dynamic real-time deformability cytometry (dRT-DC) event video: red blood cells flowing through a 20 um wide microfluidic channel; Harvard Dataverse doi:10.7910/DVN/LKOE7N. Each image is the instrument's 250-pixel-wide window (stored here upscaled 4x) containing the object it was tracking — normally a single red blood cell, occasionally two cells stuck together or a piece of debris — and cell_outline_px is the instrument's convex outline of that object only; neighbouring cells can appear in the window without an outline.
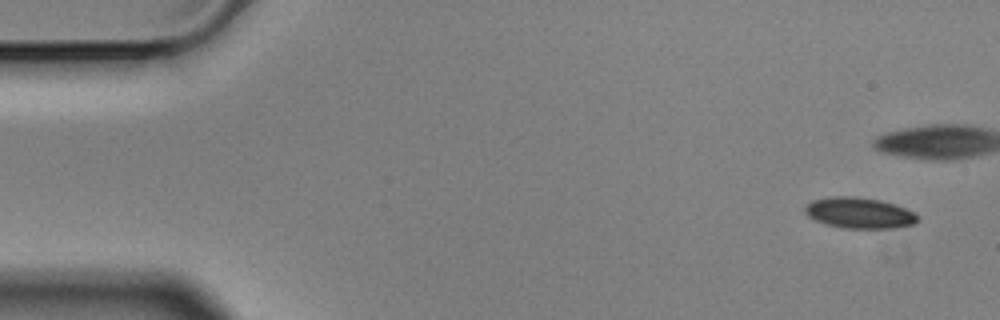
{"species": "Egyptian fruit bat (a non-hibernating species)", "species_latin": "Rousettus aegyptiacus", "temperature_condition": "cold", "stored_images_in_passage": 16, "camera_frame_rate_fps": 3000, "um_per_image_px": 0.085, "animal": {"sex": "male"}, "frame": {"image": 1, "passage_image": 1, "time_ms": 0.0, "image_size_px": [1000, 320], "cell_outline_px": [[920, 220], [912, 224], [892, 228], [844, 228], [824, 224], [808, 216], [804, 212], [804, 208], [812, 200], [832, 196], [856, 196], [880, 200], [904, 208], [912, 212]], "centroid_in_image_um": [72.99, 18.09], "position_along_channel_um": 12.0, "area_um2": 20.11}}
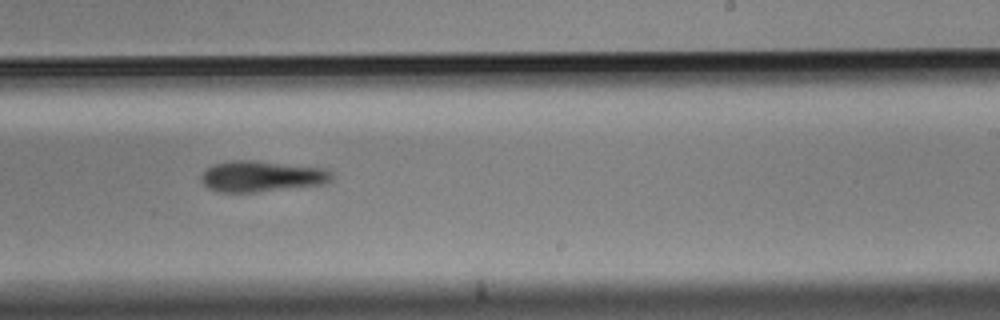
{"frame": {"image": 2, "passage_image": 10, "time_ms": 3.0, "image_size_px": [1000, 320], "cell_outline_px": [[332, 180], [324, 184], [256, 192], [216, 192], [208, 188], [200, 180], [200, 176], [212, 164], [232, 160], [252, 160], [324, 168], [332, 172]], "centroid_in_image_um": [22.21, 14.99], "position_along_channel_um": 266.8, "area_um2": 23.58}}
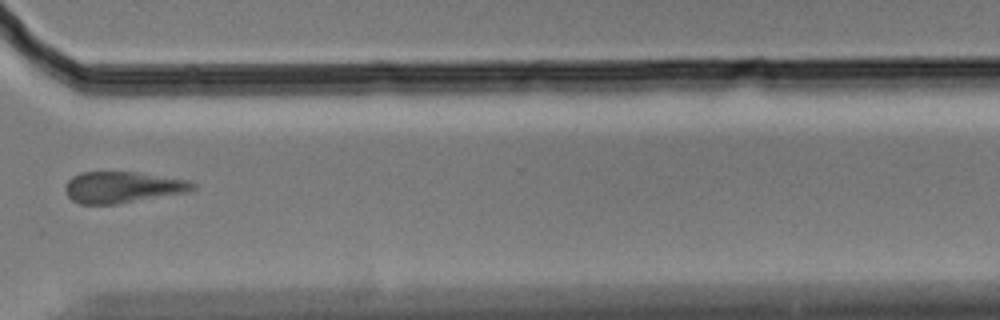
{"frame": {"image": 3, "passage_image": 12, "time_ms": 3.667, "image_size_px": [1000, 320], "cell_outline_px": [[196, 188], [188, 192], [116, 204], [80, 204], [72, 200], [64, 192], [64, 184], [72, 176], [80, 172], [136, 172], [188, 180], [196, 184]], "centroid_in_image_um": [10.38, 15.91], "position_along_channel_um": 360.2, "area_um2": 23.35}}